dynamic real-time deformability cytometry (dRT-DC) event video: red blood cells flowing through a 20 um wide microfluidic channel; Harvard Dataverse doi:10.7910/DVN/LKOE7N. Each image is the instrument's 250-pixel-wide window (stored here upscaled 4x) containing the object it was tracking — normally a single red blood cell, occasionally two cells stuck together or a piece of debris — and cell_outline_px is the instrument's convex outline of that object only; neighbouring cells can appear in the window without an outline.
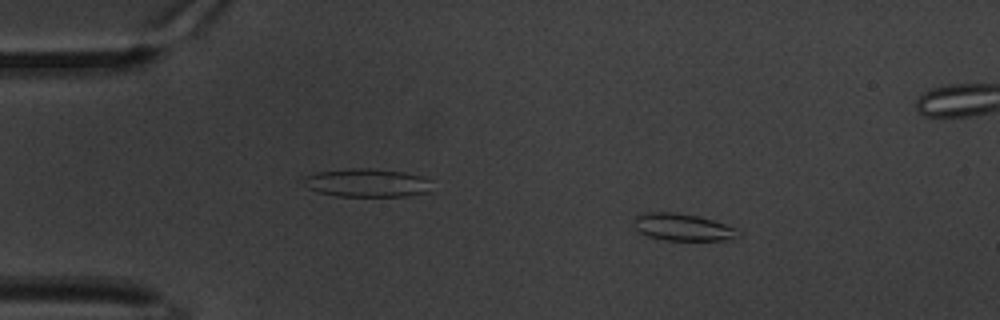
{"species": "common noctule bat (a hibernating species)", "species_latin": "Nyctalus noctula", "temperature_condition": "warm", "stored_images_in_passage": 62, "segment_of_instrument_passage": [1, 2], "camera_frame_rate_fps": 3000, "um_per_image_px": 0.085, "animal": {"sex": "male", "body_mass_g": 20.1, "forearm_length_mm": 53.5}, "frame": {"image": 1, "passage_image": 10, "time_ms": 3.0, "image_size_px": [1000, 320], "cell_outline_px": [[740, 236], [728, 240], [664, 240], [648, 236], [640, 232], [636, 228], [636, 216], [644, 212], [672, 212], [696, 216], [712, 220], [736, 228], [740, 232]], "centroid_in_image_um": [58.06, 19.32], "position_along_channel_um": 26.9, "area_um2": 16.24}}
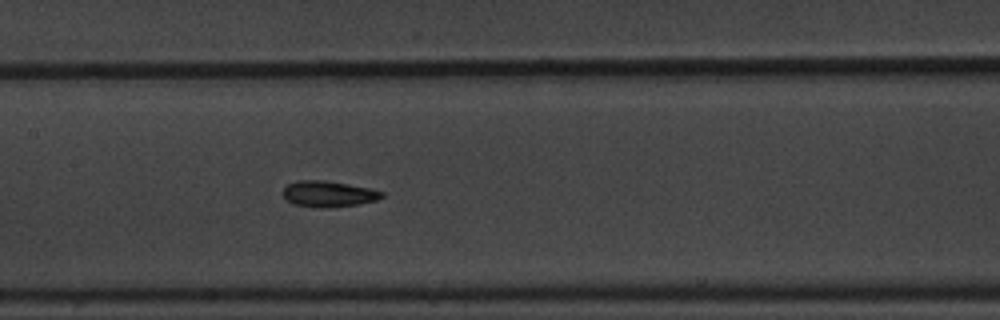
{"frame": {"image": 2, "passage_image": 30, "time_ms": 9.667, "image_size_px": [1000, 320], "cell_outline_px": [[384, 196], [376, 200], [360, 204], [328, 208], [320, 208], [292, 204], [280, 192], [288, 184], [296, 180], [324, 180], [348, 184], [368, 188], [384, 192]], "centroid_in_image_um": [27.89, 16.49], "position_along_channel_um": 179.5, "area_um2": 15.09}}
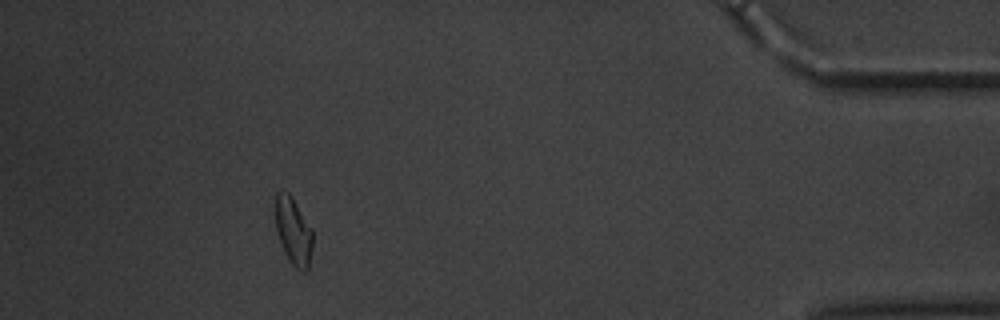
{"frame": {"image": 3, "passage_image": 56, "time_ms": 18.333, "image_size_px": [1000, 320], "cell_outline_px": [[312, 248], [308, 268], [304, 272], [300, 272], [292, 264], [276, 232], [276, 192], [288, 192], [292, 196], [312, 228]], "centroid_in_image_um": [24.96, 19.64], "position_along_channel_um": 410.2, "area_um2": 14.39}}